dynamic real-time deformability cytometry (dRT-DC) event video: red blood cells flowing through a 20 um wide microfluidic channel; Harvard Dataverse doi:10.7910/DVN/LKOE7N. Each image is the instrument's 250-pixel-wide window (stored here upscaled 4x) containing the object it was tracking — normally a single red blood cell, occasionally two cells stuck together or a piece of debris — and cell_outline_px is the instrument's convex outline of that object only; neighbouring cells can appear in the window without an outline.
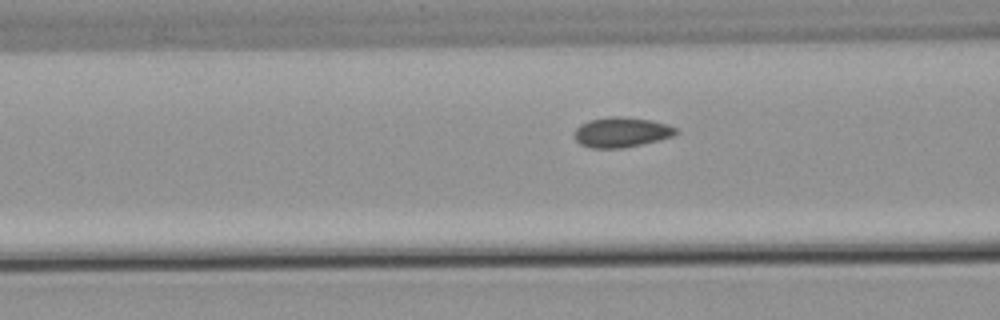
{"species": "common noctule bat (a hibernating species)", "species_latin": "Nyctalus noctula", "temperature_condition": "warm", "stored_images_in_passage": 26, "camera_frame_rate_fps": 3000, "um_per_image_px": 0.085, "animal": {"sex": "male", "body_mass_g": 21.5, "forearm_length_mm": 52.0}, "frame": {"image": 1, "passage_image": 4, "time_ms": 1.0, "image_size_px": [1000, 320], "cell_outline_px": [[680, 132], [672, 136], [660, 140], [624, 148], [592, 148], [580, 144], [572, 136], [576, 128], [580, 124], [588, 120], [612, 116], [620, 116], [652, 120], [668, 124], [676, 128]], "centroid_in_image_um": [52.82, 11.24], "position_along_channel_um": 113.8, "area_um2": 18.03}}
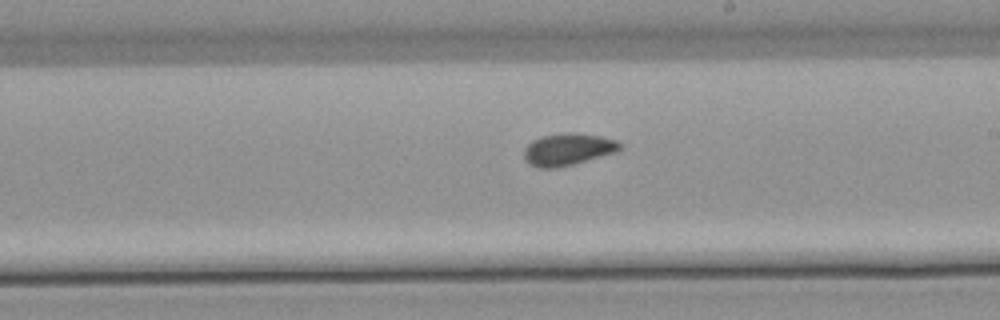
{"frame": {"image": 2, "passage_image": 14, "time_ms": 4.333, "image_size_px": [1000, 320], "cell_outline_px": [[624, 148], [616, 152], [572, 164], [552, 168], [540, 168], [532, 164], [524, 156], [524, 148], [532, 140], [540, 136], [560, 132], [572, 132], [600, 136], [616, 140]], "centroid_in_image_um": [48.28, 12.66], "position_along_channel_um": 240.7, "area_um2": 17.8}}
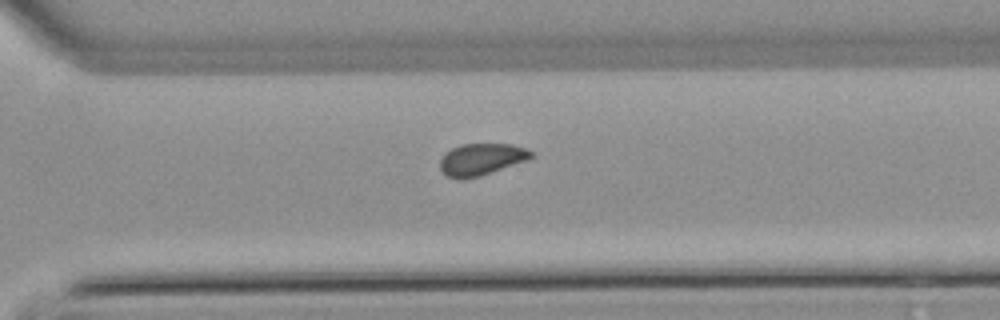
{"frame": {"image": 3, "passage_image": 21, "time_ms": 6.667, "image_size_px": [1000, 320], "cell_outline_px": [[532, 156], [528, 160], [480, 176], [448, 176], [440, 168], [440, 160], [444, 152], [460, 144], [512, 144], [528, 148], [532, 152]], "centroid_in_image_um": [40.96, 13.49], "position_along_channel_um": 329.6, "area_um2": 16.53}}